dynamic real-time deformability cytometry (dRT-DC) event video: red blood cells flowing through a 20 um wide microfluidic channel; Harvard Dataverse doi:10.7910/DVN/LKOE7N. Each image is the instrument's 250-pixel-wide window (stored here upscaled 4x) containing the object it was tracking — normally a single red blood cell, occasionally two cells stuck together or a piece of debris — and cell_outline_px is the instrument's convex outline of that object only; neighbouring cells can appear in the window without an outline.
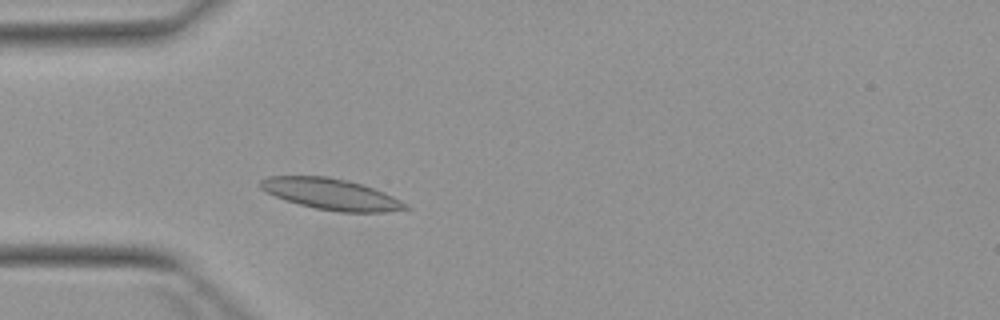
{"species": "Egyptian fruit bat (a non-hibernating species)", "species_latin": "Rousettus aegyptiacus", "temperature_condition": "warm", "stored_images_in_passage": 4, "camera_frame_rate_fps": 3000, "um_per_image_px": 0.085, "animal": {"sex": "female"}, "frame": {"image": 1, "passage_image": 4, "time_ms": 3.333, "image_size_px": [1000, 320], "cell_outline_px": [[412, 208], [388, 212], [340, 212], [316, 208], [284, 200], [264, 192], [260, 188], [260, 180], [268, 176], [328, 176], [348, 180], [384, 192], [408, 204]], "centroid_in_image_um": [28.13, 16.5], "position_along_channel_um": 56.9, "area_um2": 26.36}}